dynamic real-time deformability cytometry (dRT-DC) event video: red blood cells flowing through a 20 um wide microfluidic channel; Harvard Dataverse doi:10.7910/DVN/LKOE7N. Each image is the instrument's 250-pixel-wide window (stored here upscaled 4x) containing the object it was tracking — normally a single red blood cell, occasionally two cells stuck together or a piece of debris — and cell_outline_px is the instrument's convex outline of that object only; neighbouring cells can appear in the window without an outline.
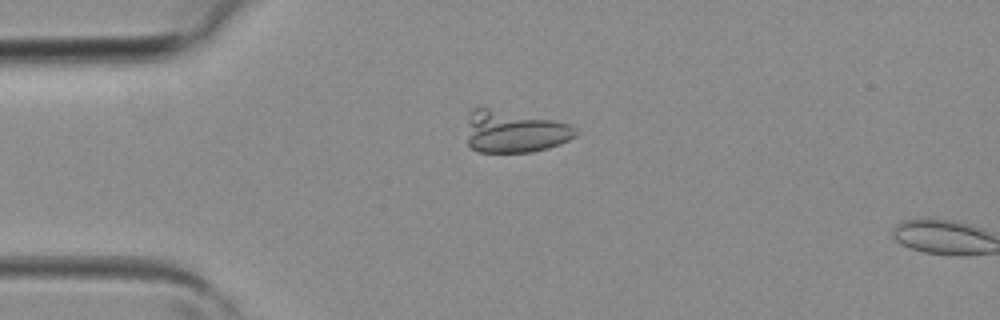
{"species": "common noctule bat (a hibernating species)", "species_latin": "Nyctalus noctula", "temperature_condition": "room temperature", "stored_images_in_passage": 5, "camera_frame_rate_fps": 3000, "um_per_image_px": 0.085, "animal": {"sex": "female", "body_mass_g": 19.3, "forearm_length_mm": 54.1}, "frame": {"image": 1, "passage_image": 5, "time_ms": 1.333, "image_size_px": [1000, 320], "cell_outline_px": [[580, 132], [576, 136], [560, 144], [548, 148], [532, 152], [480, 152], [472, 148], [468, 144], [468, 112], [472, 108], [480, 104], [572, 124]], "centroid_in_image_um": [43.71, 11.14], "position_along_channel_um": 41.3, "area_um2": 27.57}}